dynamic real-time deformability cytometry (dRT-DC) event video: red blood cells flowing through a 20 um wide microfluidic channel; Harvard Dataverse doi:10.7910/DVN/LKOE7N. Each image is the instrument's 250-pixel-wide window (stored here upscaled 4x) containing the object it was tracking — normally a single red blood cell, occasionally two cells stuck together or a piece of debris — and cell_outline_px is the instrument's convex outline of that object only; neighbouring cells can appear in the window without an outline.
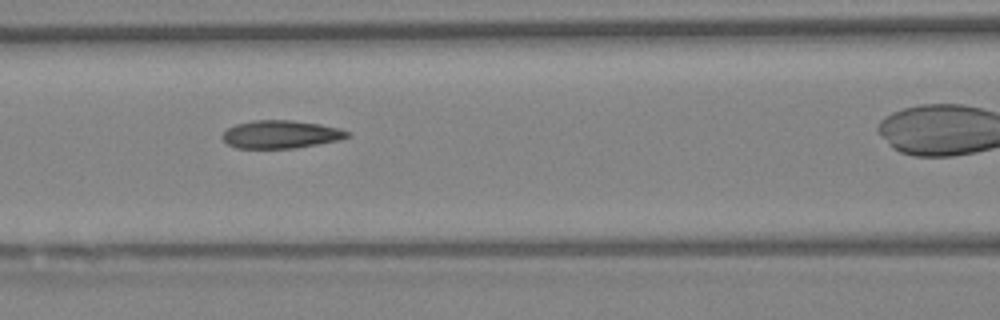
{"species": "Egyptian fruit bat (a non-hibernating species)", "species_latin": "Rousettus aegyptiacus", "temperature_condition": "warm", "stored_images_in_passage": 7, "camera_frame_rate_fps": 3000, "um_per_image_px": 0.085, "animal": {"sex": "female"}, "frame": {"image": 1, "passage_image": 4, "time_ms": 1.0, "image_size_px": [1000, 320], "cell_outline_px": [[352, 136], [340, 140], [296, 148], [236, 148], [228, 144], [220, 136], [228, 128], [236, 124], [252, 120], [292, 120], [320, 124], [340, 128], [352, 132]], "centroid_in_image_um": [23.91, 11.42], "position_along_channel_um": 142.7, "area_um2": 20.58}}
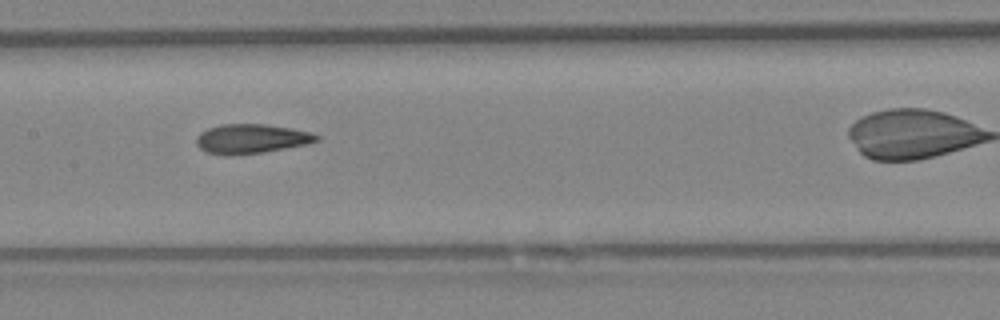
{"frame": {"image": 2, "passage_image": 5, "time_ms": 1.333, "image_size_px": [1000, 320], "cell_outline_px": [[320, 140], [308, 144], [260, 152], [224, 156], [208, 152], [200, 148], [196, 144], [196, 136], [200, 132], [208, 128], [220, 124], [264, 124], [292, 128], [312, 132], [320, 136]], "centroid_in_image_um": [21.36, 11.78], "position_along_channel_um": 186.0, "area_um2": 20.63}}